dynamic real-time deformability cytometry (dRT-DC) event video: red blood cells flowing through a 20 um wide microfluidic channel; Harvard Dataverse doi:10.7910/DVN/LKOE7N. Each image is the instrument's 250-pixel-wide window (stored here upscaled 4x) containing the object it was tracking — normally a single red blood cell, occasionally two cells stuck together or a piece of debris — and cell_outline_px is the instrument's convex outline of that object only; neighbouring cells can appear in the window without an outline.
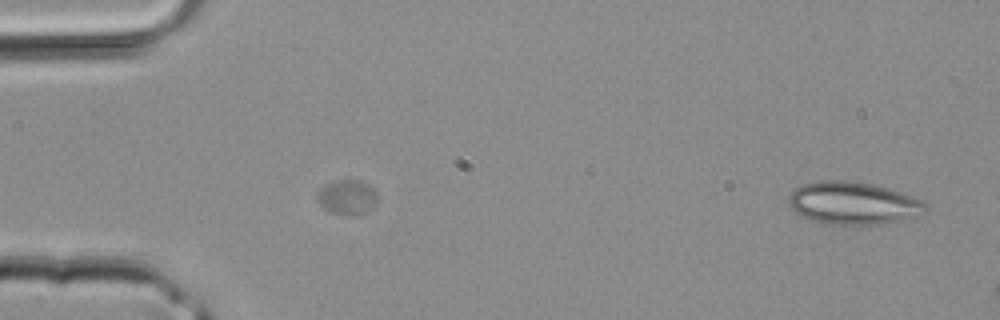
{"species": "common noctule bat (a hibernating species)", "species_latin": "Nyctalus noctula", "temperature_condition": "room temperature", "stored_images_in_passage": 15, "segment_of_instrument_passage": [2, 2], "camera_frame_rate_fps": 3000, "um_per_image_px": 0.085, "animal": {"sex": "male", "body_mass_g": 20.4}, "frame": {"image": 1, "passage_image": 15, "time_ms": 4.667, "image_size_px": [1000, 320], "cell_outline_px": [[924, 208], [916, 216], [884, 224], [820, 224], [800, 216], [788, 204], [788, 196], [800, 184], [820, 180], [844, 180], [872, 184], [888, 188], [912, 196], [920, 200], [924, 204]], "centroid_in_image_um": [72.42, 17.26], "position_along_channel_um": 12.6, "area_um2": 33.81}}